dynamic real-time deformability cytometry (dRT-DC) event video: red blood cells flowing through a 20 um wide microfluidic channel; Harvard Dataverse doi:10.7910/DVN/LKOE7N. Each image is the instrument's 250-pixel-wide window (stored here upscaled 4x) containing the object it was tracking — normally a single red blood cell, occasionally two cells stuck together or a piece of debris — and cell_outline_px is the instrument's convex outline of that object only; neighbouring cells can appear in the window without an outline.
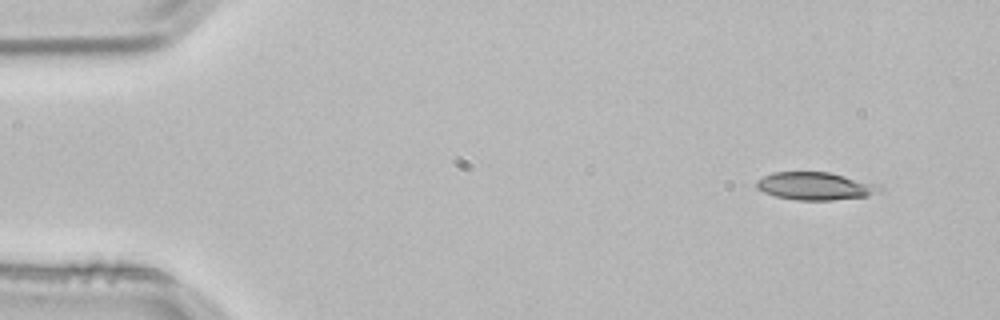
{"species": "common noctule bat (a hibernating species)", "species_latin": "Nyctalus noctula", "temperature_condition": "room temperature", "stored_images_in_passage": 3, "camera_frame_rate_fps": 3000, "um_per_image_px": 0.085, "animal": {"sex": "male", "body_mass_g": 21.5, "forearm_length_mm": 52.0}, "frame": {"image": 1, "passage_image": 1, "time_ms": 0.0, "image_size_px": [1000, 320], "cell_outline_px": [[880, 188], [868, 196], [832, 200], [796, 200], [776, 196], [764, 192], [756, 188], [756, 180], [772, 172], [828, 172], [880, 184]], "centroid_in_image_um": [69.25, 15.81], "position_along_channel_um": 15.7, "area_um2": 19.77}}
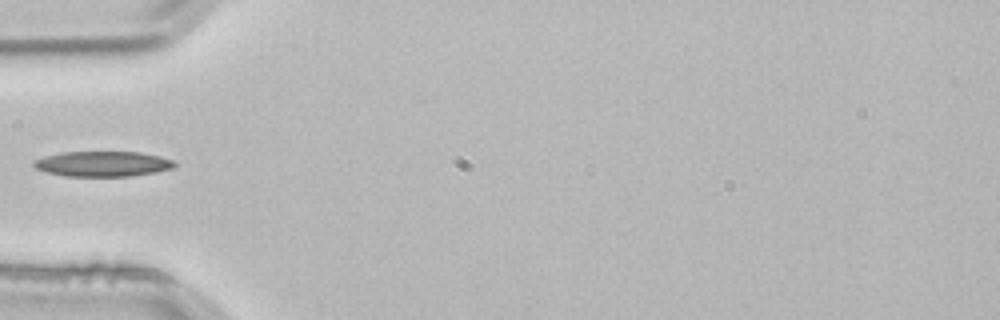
{"frame": {"image": 2, "passage_image": 3, "time_ms": 0.667, "image_size_px": [1000, 320], "cell_outline_px": [[176, 164], [172, 168], [156, 172], [128, 176], [64, 176], [44, 172], [36, 168], [32, 164], [32, 160], [44, 156], [64, 152], [140, 152], [160, 156], [172, 160]], "centroid_in_image_um": [8.68, 13.93], "position_along_channel_um": 76.3, "area_um2": 20.75}}